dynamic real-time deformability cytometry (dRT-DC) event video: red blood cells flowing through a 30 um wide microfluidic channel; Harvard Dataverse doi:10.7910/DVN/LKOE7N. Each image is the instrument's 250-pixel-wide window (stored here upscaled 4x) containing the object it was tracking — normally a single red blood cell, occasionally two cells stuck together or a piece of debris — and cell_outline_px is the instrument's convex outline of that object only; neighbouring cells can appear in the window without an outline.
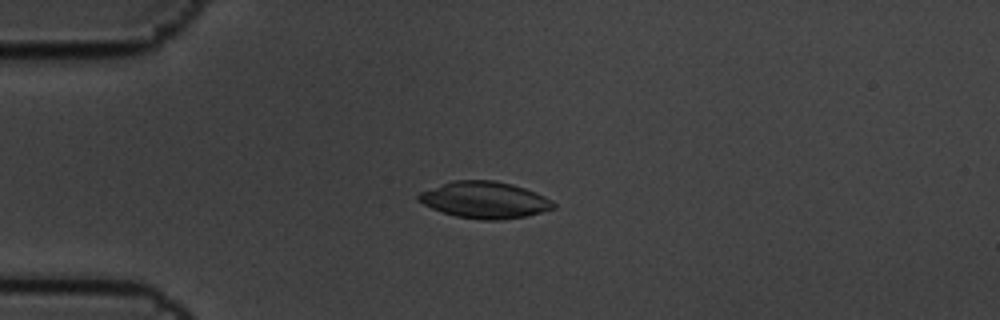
{"species": "common noctule bat (a hibernating species)", "species_latin": "Nyctalus noctula", "temperature_condition": "cold", "stored_images_in_passage": 6, "camera_frame_rate_fps": 3000, "um_per_image_px": 0.085, "animal": {"sex": "male", "body_mass_g": 19.5, "forearm_length_mm": 54.6}, "frame": {"image": 1, "passage_image": 5, "time_ms": 1.333, "image_size_px": [1000, 320], "cell_outline_px": [[556, 208], [524, 216], [500, 220], [480, 220], [456, 216], [432, 208], [416, 200], [416, 196], [420, 192], [452, 180], [496, 180], [512, 184], [536, 192], [552, 200], [556, 204]], "centroid_in_image_um": [41.2, 16.99], "position_along_channel_um": 43.8, "area_um2": 28.78}}